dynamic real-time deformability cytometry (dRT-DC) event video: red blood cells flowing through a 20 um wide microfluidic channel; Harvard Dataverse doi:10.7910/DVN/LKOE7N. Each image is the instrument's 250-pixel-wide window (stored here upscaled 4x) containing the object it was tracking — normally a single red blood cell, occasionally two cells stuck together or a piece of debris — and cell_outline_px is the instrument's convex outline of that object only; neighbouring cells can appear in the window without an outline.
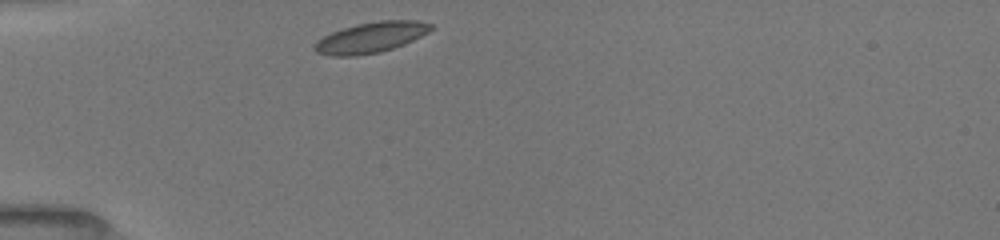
{"species": "common noctule bat (a hibernating species)", "species_latin": "Nyctalus noctula", "temperature_condition": "room temperature", "stored_images_in_passage": 33, "camera_frame_rate_fps": 3000, "um_per_image_px": 0.085, "animal": {"sex": "female", "body_mass_g": 19.5, "forearm_length_mm": 54.1}, "frame": {"image": 1, "passage_image": 1, "time_ms": 0.0, "image_size_px": [1000, 240], "cell_outline_px": [[432, 28], [428, 32], [404, 44], [380, 52], [356, 56], [328, 56], [316, 52], [312, 48], [316, 40], [332, 32], [356, 24], [380, 20], [416, 20], [432, 24]], "centroid_in_image_um": [31.48, 3.19], "position_along_channel_um": 53.5, "area_um2": 20.75}}
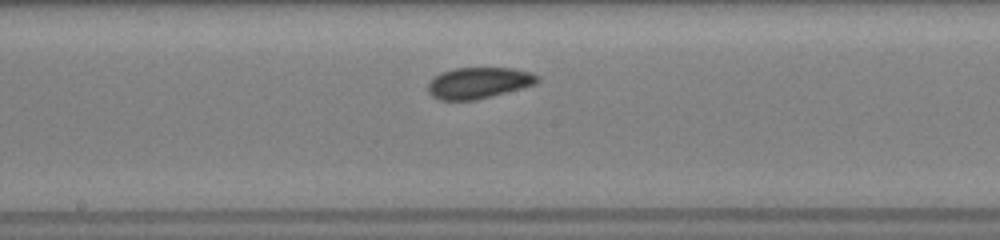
{"frame": {"image": 2, "passage_image": 14, "time_ms": 4.333, "image_size_px": [1000, 240], "cell_outline_px": [[540, 80], [536, 84], [492, 96], [476, 100], [440, 100], [432, 96], [428, 92], [428, 84], [440, 72], [452, 68], [512, 68], [528, 72], [540, 76]], "centroid_in_image_um": [40.68, 7.04], "position_along_channel_um": 207.5, "area_um2": 19.88}}
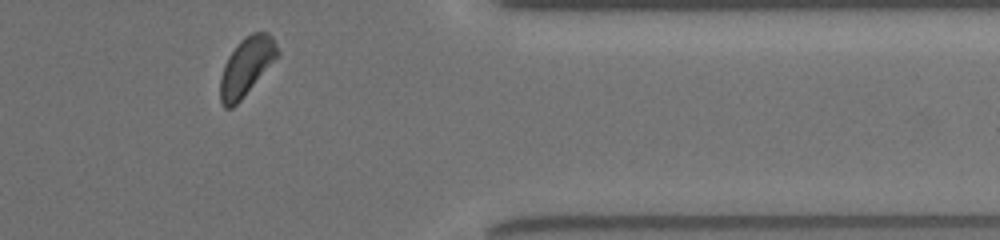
{"frame": {"image": 3, "passage_image": 29, "time_ms": 9.333, "image_size_px": [1000, 240], "cell_outline_px": [[280, 56], [240, 100], [232, 108], [224, 108], [220, 100], [220, 76], [224, 64], [228, 56], [240, 40], [244, 36], [252, 32], [268, 32], [272, 36], [280, 52]], "centroid_in_image_um": [20.96, 5.63], "position_along_channel_um": 390.4, "area_um2": 19.59}, "authors_computed_cell_mechanics": {"area_um2": 19.8832, "velocity_mm_per_s": 3.9286, "shape_relaxation_time_tau1_ms": 1.6367, "shape_relaxation_time_tau2_ms": null, "deformation_change_tau1": 0.0549, "deformation_change_tau2": null}}